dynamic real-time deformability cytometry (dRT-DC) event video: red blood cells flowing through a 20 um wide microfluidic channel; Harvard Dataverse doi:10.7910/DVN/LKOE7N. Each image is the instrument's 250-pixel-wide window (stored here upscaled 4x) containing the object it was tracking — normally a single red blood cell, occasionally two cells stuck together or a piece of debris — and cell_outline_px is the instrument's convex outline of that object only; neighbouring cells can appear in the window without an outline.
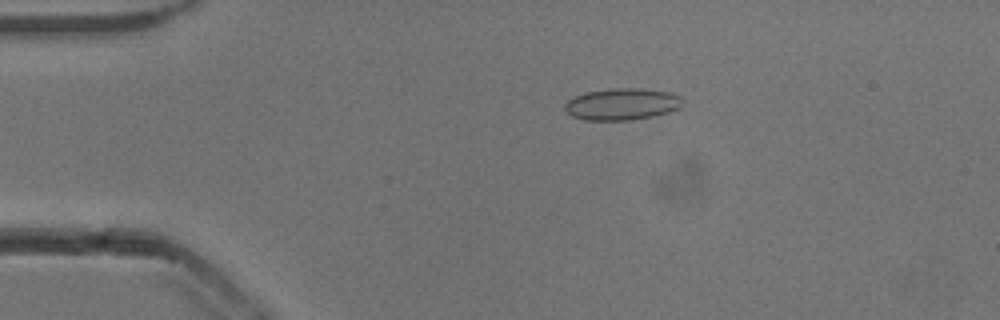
{"species": "common noctule bat (a hibernating species)", "species_latin": "Nyctalus noctula", "temperature_condition": "cold", "stored_images_in_passage": 51, "camera_frame_rate_fps": 3000, "um_per_image_px": 0.085, "animal": {"sex": "male", "body_mass_g": 13.3}, "frame": {"image": 1, "passage_image": 8, "time_ms": 2.333, "image_size_px": [1000, 320], "cell_outline_px": [[684, 104], [680, 108], [668, 112], [652, 116], [632, 120], [584, 120], [572, 116], [564, 112], [564, 104], [568, 100], [584, 92], [612, 88], [636, 88], [668, 92], [680, 96], [684, 100]], "centroid_in_image_um": [52.85, 8.85], "position_along_channel_um": 32.1, "area_um2": 21.96}}
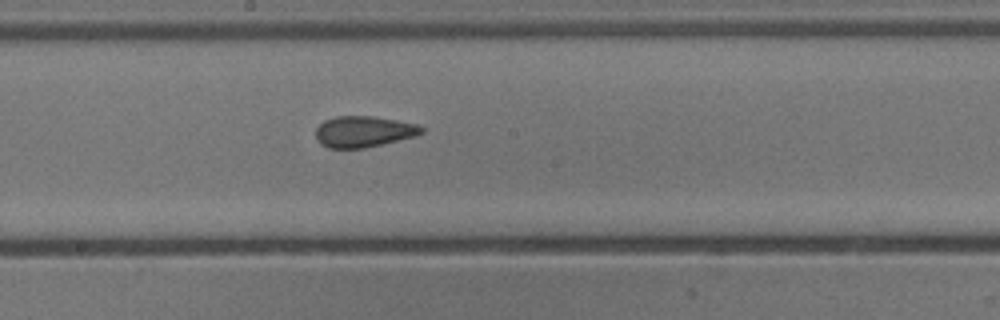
{"frame": {"image": 2, "passage_image": 26, "time_ms": 8.333, "image_size_px": [1000, 320], "cell_outline_px": [[424, 132], [416, 136], [364, 148], [328, 148], [320, 144], [316, 140], [316, 128], [324, 120], [336, 116], [372, 116], [396, 120], [416, 124], [424, 128]], "centroid_in_image_um": [30.89, 11.19], "position_along_channel_um": 217.3, "area_um2": 19.19}}
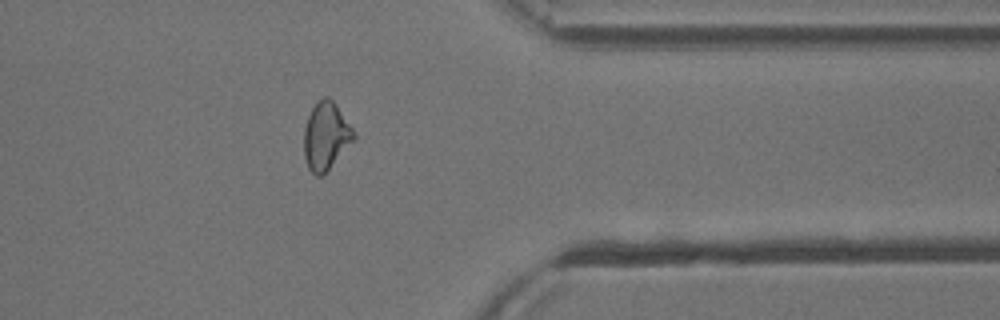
{"frame": {"image": 3, "passage_image": 40, "time_ms": 13.0, "image_size_px": [1000, 320], "cell_outline_px": [[356, 136], [328, 168], [320, 176], [316, 176], [308, 168], [304, 156], [304, 128], [308, 116], [316, 100], [324, 96], [328, 96], [336, 104], [356, 132]], "centroid_in_image_um": [27.68, 11.5], "position_along_channel_um": 383.7, "area_um2": 19.36}, "authors_computed_cell_mechanics": {"area_um2": 19.9988, "velocity_mm_per_s": 3.8541, "shape_relaxation_time_tau1_ms": null, "shape_relaxation_time_tau2_ms": 1.4741, "deformation_change_tau1": null, "deformation_change_tau2": 0.0795}}